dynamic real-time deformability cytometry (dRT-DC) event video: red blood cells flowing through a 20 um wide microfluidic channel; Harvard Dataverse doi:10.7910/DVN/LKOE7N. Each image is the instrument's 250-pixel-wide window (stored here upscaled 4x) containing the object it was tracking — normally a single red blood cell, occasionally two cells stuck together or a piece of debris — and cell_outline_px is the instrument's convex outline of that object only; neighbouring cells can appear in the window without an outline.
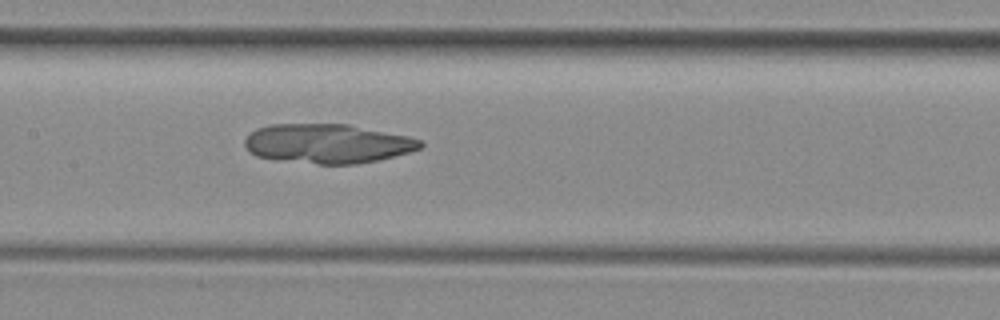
{"species": "common noctule bat (a hibernating species)", "species_latin": "Nyctalus noctula", "temperature_condition": "room temperature", "stored_images_in_passage": 35, "camera_frame_rate_fps": 3000, "um_per_image_px": 0.085, "animal": {"sex": "female", "body_mass_g": 29.2, "forearm_length_mm": 56.3}, "frame": {"image": 1, "passage_image": 11, "time_ms": 3.333, "image_size_px": [1000, 320], "cell_outline_px": [[424, 144], [420, 148], [408, 152], [376, 160], [356, 164], [316, 164], [276, 160], [256, 156], [248, 152], [244, 144], [244, 140], [256, 128], [272, 124], [348, 124], [408, 136], [420, 140]], "centroid_in_image_um": [27.79, 12.21], "position_along_channel_um": 179.6, "area_um2": 40.23}}
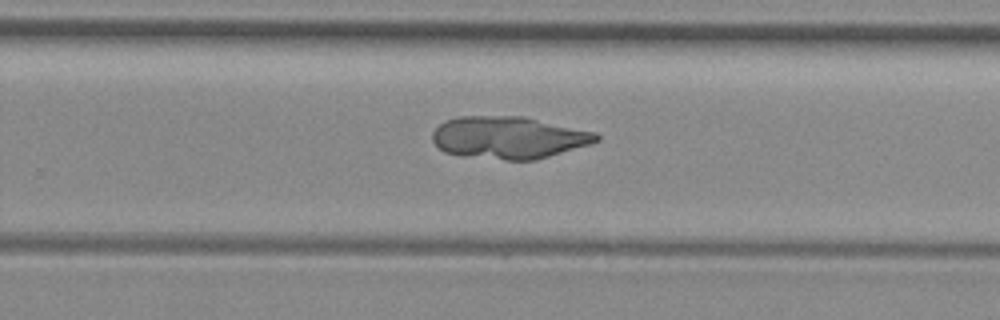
{"frame": {"image": 2, "passage_image": 19, "time_ms": 6.0, "image_size_px": [1000, 320], "cell_outline_px": [[600, 140], [588, 144], [536, 160], [504, 160], [444, 152], [432, 140], [432, 132], [444, 120], [460, 116], [524, 116], [596, 132], [600, 136]], "centroid_in_image_um": [43.24, 11.67], "position_along_channel_um": 286.6, "area_um2": 40.11}}
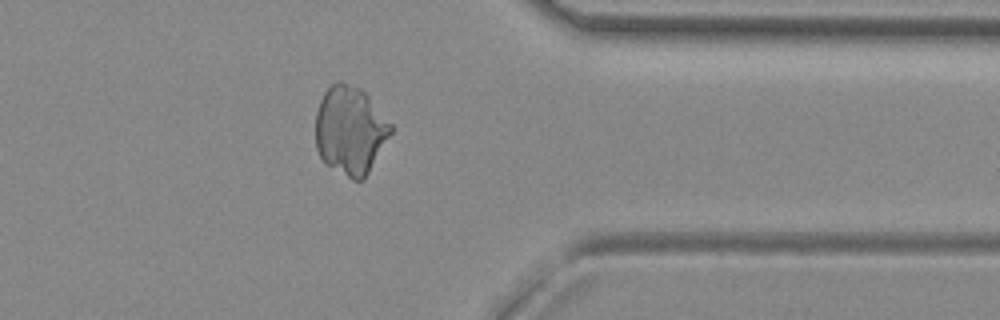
{"frame": {"image": 3, "passage_image": 27, "time_ms": 8.667, "image_size_px": [1000, 320], "cell_outline_px": [[392, 132], [364, 180], [352, 180], [324, 164], [316, 148], [316, 112], [320, 100], [324, 92], [336, 80], [340, 80], [360, 88], [368, 96], [392, 124]], "centroid_in_image_um": [29.75, 11.08], "position_along_channel_um": 381.6, "area_um2": 38.84}}